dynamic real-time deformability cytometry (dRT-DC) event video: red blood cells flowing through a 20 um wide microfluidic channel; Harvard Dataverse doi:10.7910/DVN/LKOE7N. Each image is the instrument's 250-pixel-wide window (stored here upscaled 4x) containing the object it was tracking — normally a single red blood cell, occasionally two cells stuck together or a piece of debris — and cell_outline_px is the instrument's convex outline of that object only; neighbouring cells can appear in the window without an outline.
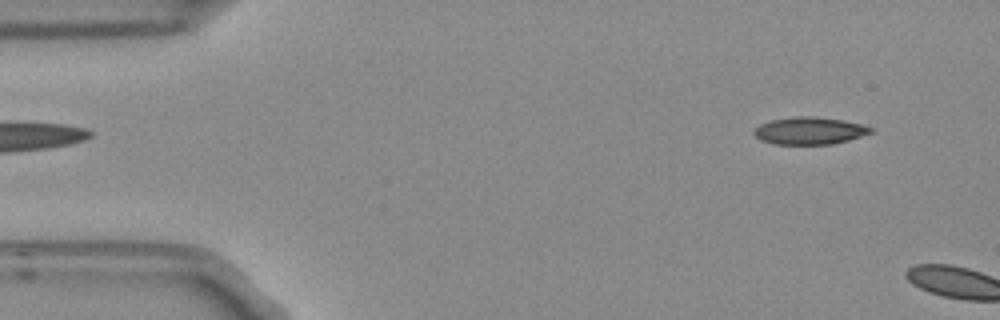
{"species": "Egyptian fruit bat (a non-hibernating species)", "species_latin": "Rousettus aegyptiacus", "temperature_condition": "room temperature", "stored_images_in_passage": 2, "camera_frame_rate_fps": 3000, "um_per_image_px": 0.085, "frame": {"image": 1, "passage_image": 1, "time_ms": 0.0, "image_size_px": [1000, 320], "cell_outline_px": [[876, 132], [848, 140], [832, 144], [776, 144], [760, 140], [752, 132], [760, 124], [768, 120], [792, 116], [816, 116], [844, 120], [864, 124], [876, 128]], "centroid_in_image_um": [68.87, 11.09], "position_along_channel_um": 16.1, "area_um2": 19.02}}